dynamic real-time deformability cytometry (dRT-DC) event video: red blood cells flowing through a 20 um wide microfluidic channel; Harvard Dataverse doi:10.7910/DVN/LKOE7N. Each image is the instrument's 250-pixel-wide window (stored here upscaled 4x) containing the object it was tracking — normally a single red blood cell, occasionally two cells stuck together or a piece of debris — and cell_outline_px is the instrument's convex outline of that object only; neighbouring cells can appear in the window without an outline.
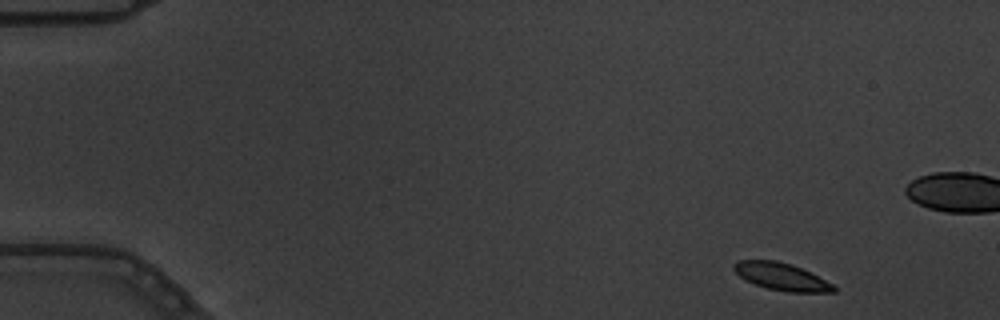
{"species": "common noctule bat (a hibernating species)", "species_latin": "Nyctalus noctula", "temperature_condition": "warm", "stored_images_in_passage": 7, "camera_frame_rate_fps": 3000, "um_per_image_px": 0.085, "animal": {"sex": "male", "body_mass_g": 19.5, "forearm_length_mm": 54.6}, "frame": {"image": 1, "passage_image": 1, "time_ms": 0.0, "image_size_px": [1000, 320], "cell_outline_px": [[836, 292], [788, 292], [768, 288], [744, 280], [732, 268], [732, 264], [736, 260], [776, 260], [792, 264], [832, 284], [836, 288]], "centroid_in_image_um": [66.37, 23.5], "position_along_channel_um": 18.6, "area_um2": 15.72}}